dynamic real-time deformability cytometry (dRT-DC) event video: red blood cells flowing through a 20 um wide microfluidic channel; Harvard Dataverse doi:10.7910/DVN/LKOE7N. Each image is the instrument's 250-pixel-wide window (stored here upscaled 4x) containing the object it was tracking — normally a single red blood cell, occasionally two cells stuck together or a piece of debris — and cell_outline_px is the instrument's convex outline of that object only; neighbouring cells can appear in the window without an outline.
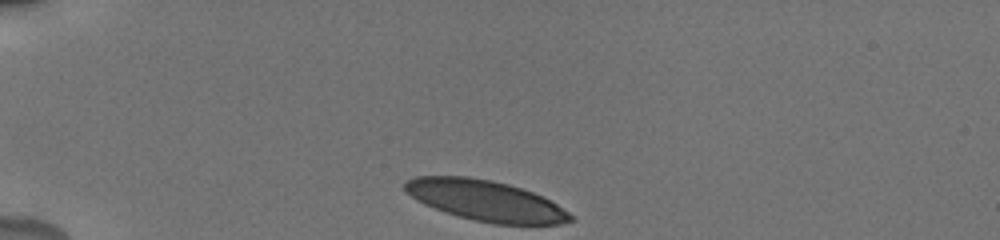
{"species": "human", "species_latin": "Homo sapiens", "temperature_condition": "cold", "stored_images_in_passage": 35, "camera_frame_rate_fps": 3000, "um_per_image_px": 0.085, "donor": {"sex": "male"}, "frame": {"image": 1, "passage_image": 1, "time_ms": 0.0, "image_size_px": [1000, 240], "cell_outline_px": [[572, 220], [560, 224], [496, 224], [476, 220], [460, 216], [424, 204], [416, 200], [404, 188], [404, 180], [416, 176], [468, 176], [492, 180], [508, 184], [532, 192], [556, 204], [568, 212], [572, 216]], "centroid_in_image_um": [41.24, 17.03], "position_along_channel_um": 43.8, "area_um2": 38.61}}
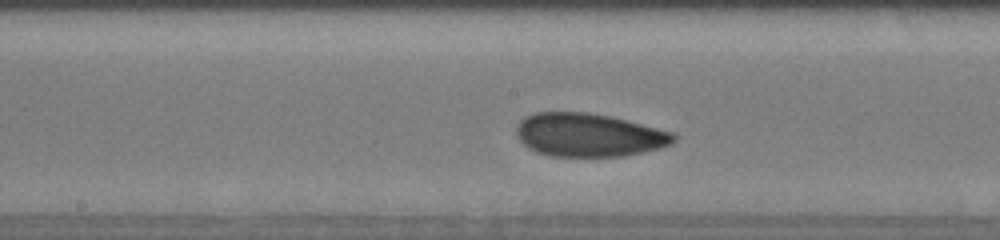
{"frame": {"image": 2, "passage_image": 17, "time_ms": 5.333, "image_size_px": [1000, 240], "cell_outline_px": [[676, 140], [672, 144], [660, 148], [644, 152], [624, 156], [548, 156], [536, 152], [528, 148], [520, 140], [516, 132], [516, 128], [520, 120], [524, 116], [536, 112], [588, 112], [608, 116], [676, 132]], "centroid_in_image_um": [50.06, 11.47], "position_along_channel_um": 198.1, "area_um2": 39.94}}
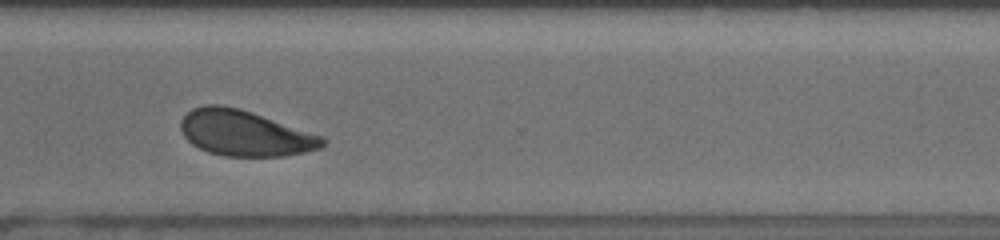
{"frame": {"image": 3, "passage_image": 29, "time_ms": 9.333, "image_size_px": [1000, 240], "cell_outline_px": [[328, 140], [320, 148], [304, 152], [284, 156], [224, 156], [208, 152], [192, 144], [184, 136], [180, 128], [180, 120], [192, 108], [204, 104], [220, 104], [240, 108], [324, 136]], "centroid_in_image_um": [20.81, 11.31], "position_along_channel_um": 349.8, "area_um2": 37.92}, "authors_computed_cell_mechanics": {"area_um2": 39.593, "velocity_mm_per_s": 3.7909, "shape_relaxation_time_tau1_ms": 4.7974, "shape_relaxation_time_tau2_ms": 1.5602, "deformation_change_tau1": 0.1135, "deformation_change_tau2": 0.0695}}